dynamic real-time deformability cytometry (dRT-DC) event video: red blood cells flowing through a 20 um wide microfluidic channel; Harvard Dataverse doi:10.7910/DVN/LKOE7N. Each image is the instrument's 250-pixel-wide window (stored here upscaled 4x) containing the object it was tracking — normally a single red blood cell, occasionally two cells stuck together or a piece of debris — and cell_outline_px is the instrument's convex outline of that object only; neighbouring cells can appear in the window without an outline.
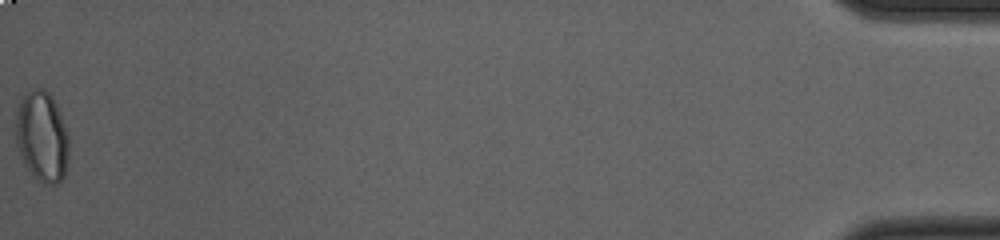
{"species": "common noctule bat (a hibernating species)", "species_latin": "Nyctalus noctula", "temperature_condition": "cold", "stored_images_in_passage": 47, "camera_frame_rate_fps": 3000, "um_per_image_px": 0.085, "animal": {"sex": "female", "body_mass_g": 23.0, "forearm_length_mm": 53.4}, "frame": {"image": 1, "passage_image": 47, "time_ms": 15.333, "image_size_px": [1000, 240], "cell_outline_px": [[68, 156], [64, 176], [56, 184], [48, 184], [40, 180], [28, 168], [20, 152], [16, 140], [16, 112], [20, 100], [32, 88], [44, 88], [48, 92], [56, 104], [64, 124], [68, 136]], "centroid_in_image_um": [3.57, 11.56], "position_along_channel_um": 431.6, "area_um2": 27.46}}